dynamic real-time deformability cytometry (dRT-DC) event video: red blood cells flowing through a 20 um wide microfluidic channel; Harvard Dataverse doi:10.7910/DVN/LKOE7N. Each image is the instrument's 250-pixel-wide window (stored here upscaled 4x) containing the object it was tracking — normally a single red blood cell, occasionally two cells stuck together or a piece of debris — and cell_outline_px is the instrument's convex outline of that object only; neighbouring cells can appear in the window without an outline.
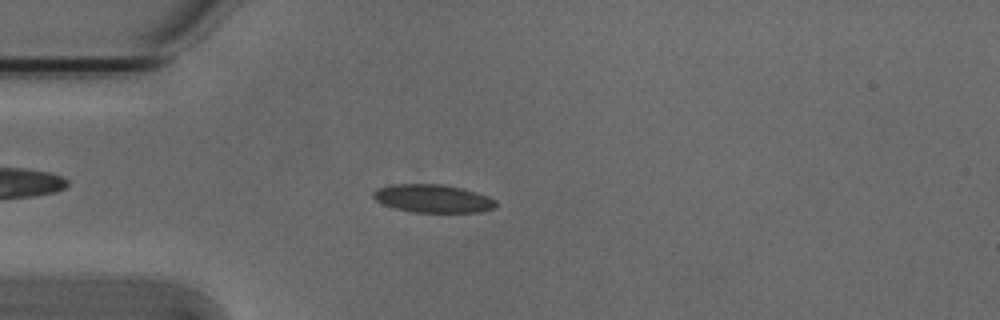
{"species": "Egyptian fruit bat (a non-hibernating species)", "species_latin": "Rousettus aegyptiacus", "temperature_condition": "cold", "stored_images_in_passage": 53, "camera_frame_rate_fps": 3000, "um_per_image_px": 0.085, "animal": {"sex": "male"}, "frame": {"image": 1, "passage_image": 14, "time_ms": 4.333, "image_size_px": [1000, 320], "cell_outline_px": [[496, 208], [480, 212], [412, 212], [396, 208], [384, 204], [376, 200], [372, 196], [372, 192], [376, 188], [392, 184], [444, 184], [464, 188], [488, 196], [496, 200]], "centroid_in_image_um": [36.81, 16.86], "position_along_channel_um": 48.2, "area_um2": 20.23}}
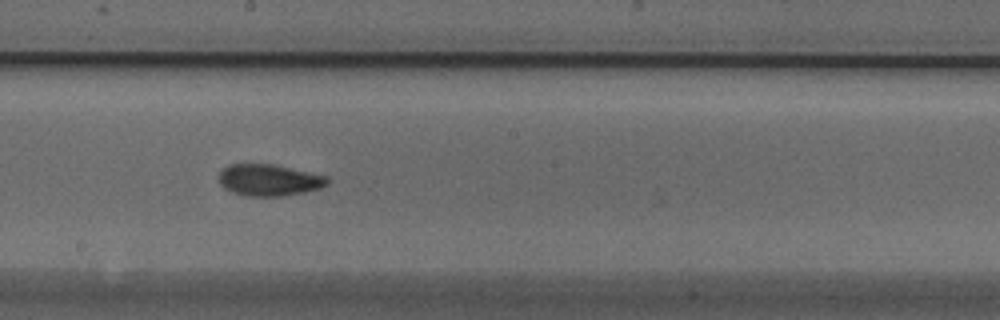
{"frame": {"image": 2, "passage_image": 29, "time_ms": 9.333, "image_size_px": [1000, 320], "cell_outline_px": [[328, 184], [320, 188], [304, 192], [280, 196], [244, 196], [232, 192], [224, 188], [220, 184], [220, 172], [228, 164], [272, 164], [328, 176]], "centroid_in_image_um": [22.86, 15.31], "position_along_channel_um": 225.3, "area_um2": 19.88}}
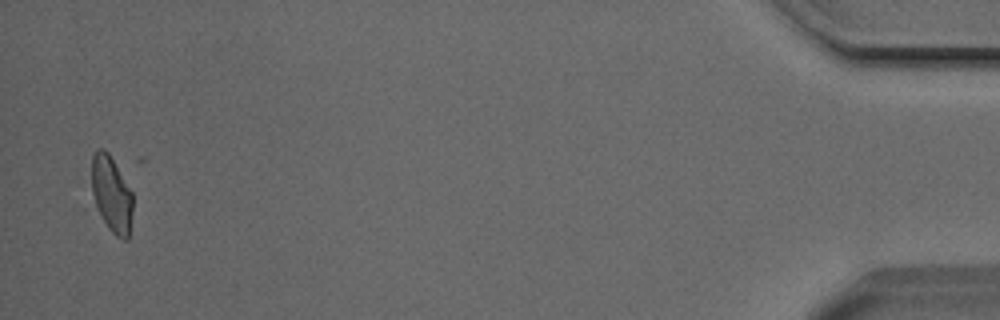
{"frame": {"image": 3, "passage_image": 52, "time_ms": 17.0, "image_size_px": [1000, 320], "cell_outline_px": [[132, 212], [128, 240], [124, 240], [116, 236], [108, 228], [96, 204], [92, 192], [92, 156], [96, 148], [104, 148], [108, 152], [132, 192]], "centroid_in_image_um": [9.48, 16.49], "position_along_channel_um": 425.7, "area_um2": 17.98}, "authors_computed_cell_mechanics": {"area_um2": 19.5942, "velocity_mm_per_s": 3.8154, "shape_relaxation_time_tau1_ms": 2.9306, "shape_relaxation_time_tau2_ms": 1.4614, "deformation_change_tau1": 0.1149, "deformation_change_tau2": 0.0706}}